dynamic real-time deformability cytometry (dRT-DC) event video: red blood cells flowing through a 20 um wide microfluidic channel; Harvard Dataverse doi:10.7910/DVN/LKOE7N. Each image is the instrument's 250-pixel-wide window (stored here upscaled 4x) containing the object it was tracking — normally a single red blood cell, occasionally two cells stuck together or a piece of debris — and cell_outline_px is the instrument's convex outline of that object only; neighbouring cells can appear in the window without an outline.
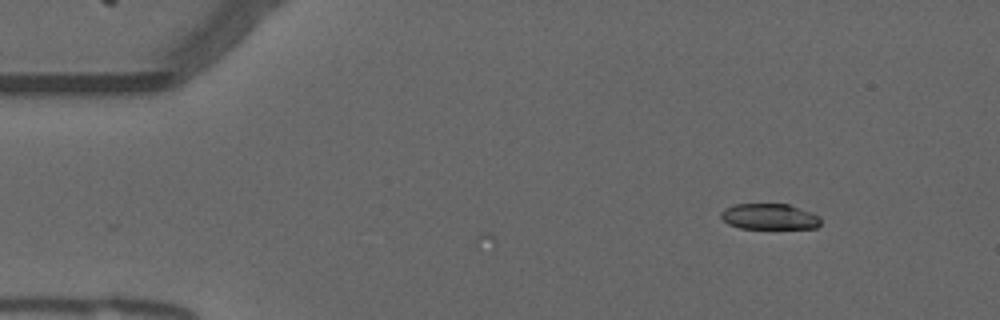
{"species": "common noctule bat (a hibernating species)", "species_latin": "Nyctalus noctula", "temperature_condition": "warm", "stored_images_in_passage": 5, "camera_frame_rate_fps": 3000, "um_per_image_px": 0.085, "animal": {"sex": "male", "forearm_length_mm": 52.5}, "frame": {"image": 1, "passage_image": 5, "time_ms": 1.333, "image_size_px": [1000, 320], "cell_outline_px": [[820, 224], [816, 228], [740, 228], [728, 224], [720, 216], [720, 212], [724, 208], [736, 204], [788, 204], [812, 212], [820, 216]], "centroid_in_image_um": [65.4, 18.4], "position_along_channel_um": 19.6, "area_um2": 15.03}}